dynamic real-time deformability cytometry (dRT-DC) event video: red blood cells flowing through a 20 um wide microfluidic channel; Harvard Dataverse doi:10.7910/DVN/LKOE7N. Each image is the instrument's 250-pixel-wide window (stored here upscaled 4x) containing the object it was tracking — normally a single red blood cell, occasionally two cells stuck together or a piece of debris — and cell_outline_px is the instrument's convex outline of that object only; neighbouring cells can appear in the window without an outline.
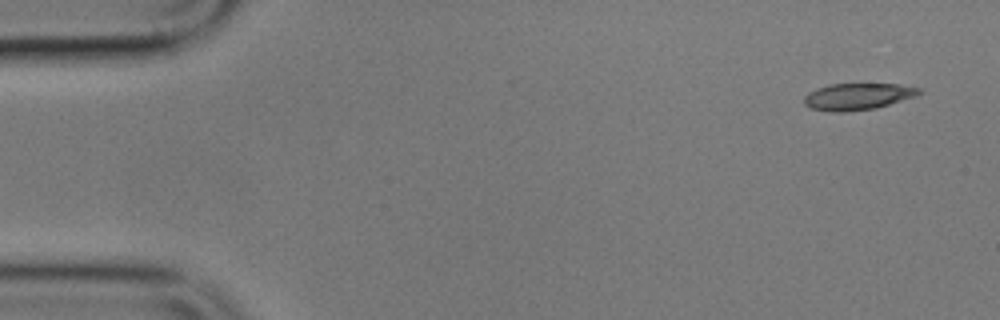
{"species": "common noctule bat (a hibernating species)", "species_latin": "Nyctalus noctula", "temperature_condition": "cold", "stored_images_in_passage": 6, "camera_frame_rate_fps": 3000, "um_per_image_px": 0.085, "animal": {"sex": "male", "body_mass_g": 17.9}, "frame": {"image": 1, "passage_image": 1, "time_ms": 0.0, "image_size_px": [1000, 320], "cell_outline_px": [[924, 92], [916, 96], [876, 108], [844, 112], [832, 112], [812, 108], [804, 104], [804, 96], [808, 92], [816, 88], [828, 84], [900, 84], [920, 88]], "centroid_in_image_um": [72.91, 8.19], "position_along_channel_um": 12.1, "area_um2": 17.98}}
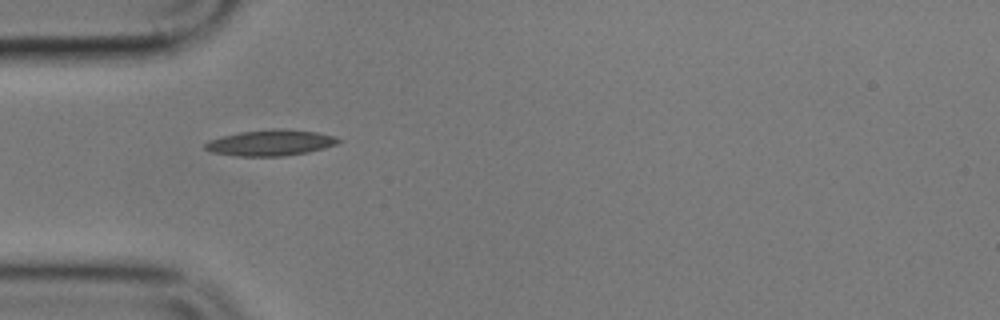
{"frame": {"image": 2, "passage_image": 5, "time_ms": 4.667, "image_size_px": [1000, 320], "cell_outline_px": [[344, 140], [336, 144], [324, 148], [308, 152], [284, 156], [236, 156], [212, 152], [204, 148], [204, 144], [208, 140], [240, 132], [272, 128], [280, 128], [316, 132], [332, 136]], "centroid_in_image_um": [22.99, 12.13], "position_along_channel_um": 62.0, "area_um2": 20.11}}
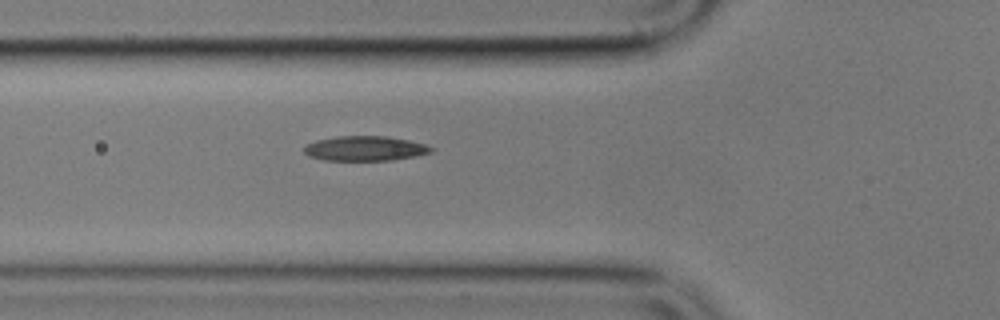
{"frame": {"image": 3, "passage_image": 6, "time_ms": 5.667, "image_size_px": [1000, 320], "cell_outline_px": [[436, 148], [432, 152], [416, 156], [392, 160], [324, 160], [308, 156], [304, 152], [304, 144], [316, 140], [336, 136], [388, 136], [408, 140], [424, 144]], "centroid_in_image_um": [31.02, 12.61], "position_along_channel_um": 94.8, "area_um2": 18.5}}